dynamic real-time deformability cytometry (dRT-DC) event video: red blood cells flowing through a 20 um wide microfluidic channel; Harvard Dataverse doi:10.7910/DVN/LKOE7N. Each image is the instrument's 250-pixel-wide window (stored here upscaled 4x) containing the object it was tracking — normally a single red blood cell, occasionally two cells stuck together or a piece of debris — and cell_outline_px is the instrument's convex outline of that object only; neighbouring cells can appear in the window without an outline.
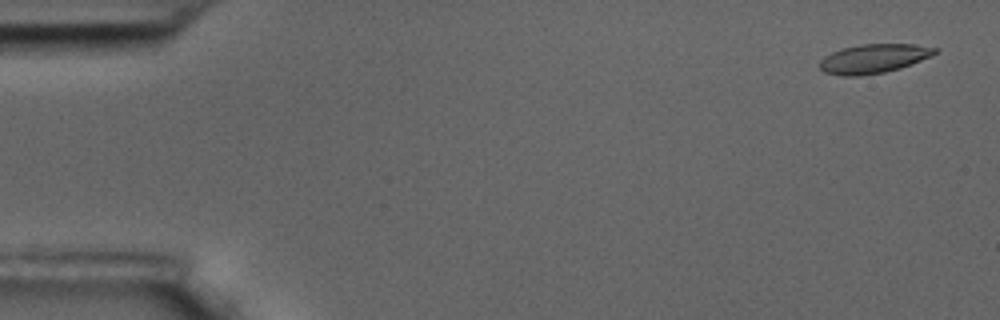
{"species": "common noctule bat (a hibernating species)", "species_latin": "Nyctalus noctula", "temperature_condition": "room temperature", "stored_images_in_passage": 10, "camera_frame_rate_fps": 3000, "um_per_image_px": 0.085, "animal": {"sex": "male", "body_mass_g": 17.5, "forearm_length_mm": 52.3}, "frame": {"image": 1, "passage_image": 3, "time_ms": 0.667, "image_size_px": [1000, 320], "cell_outline_px": [[936, 52], [932, 56], [912, 64], [900, 68], [884, 72], [860, 76], [840, 76], [824, 72], [820, 68], [820, 60], [824, 56], [840, 48], [860, 44], [912, 44], [936, 48]], "centroid_in_image_um": [74.22, 4.98], "position_along_channel_um": 10.8, "area_um2": 19.59}}